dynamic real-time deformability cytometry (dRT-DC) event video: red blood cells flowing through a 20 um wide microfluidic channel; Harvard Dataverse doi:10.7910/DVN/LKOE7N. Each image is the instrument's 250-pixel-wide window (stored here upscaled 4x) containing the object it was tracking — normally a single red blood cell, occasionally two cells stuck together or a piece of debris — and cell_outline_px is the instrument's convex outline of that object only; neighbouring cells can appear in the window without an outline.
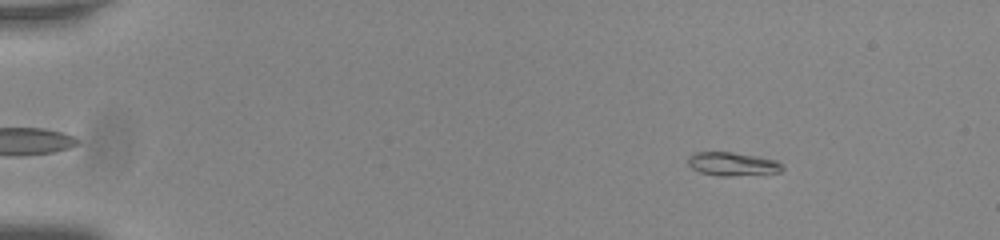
{"species": "common noctule bat (a hibernating species)", "species_latin": "Nyctalus noctula", "temperature_condition": "room temperature", "stored_images_in_passage": 52, "camera_frame_rate_fps": 3000, "um_per_image_px": 0.085, "animal": {"sex": "male", "body_mass_g": 20.0, "forearm_length_mm": 53.3}, "frame": {"image": 1, "passage_image": 5, "time_ms": 1.333, "image_size_px": [1000, 240], "cell_outline_px": [[784, 168], [780, 172], [732, 176], [720, 176], [700, 172], [692, 168], [688, 164], [688, 156], [692, 152], [732, 152], [756, 156], [776, 160]], "centroid_in_image_um": [62.22, 13.93], "position_along_channel_um": 22.8, "area_um2": 12.89}}
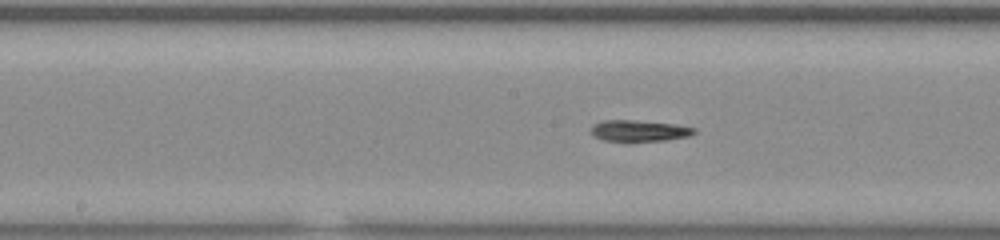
{"frame": {"image": 2, "passage_image": 27, "time_ms": 8.667, "image_size_px": [1000, 240], "cell_outline_px": [[696, 132], [688, 136], [668, 140], [604, 140], [596, 136], [592, 132], [592, 124], [604, 120], [632, 120], [676, 124], [696, 128]], "centroid_in_image_um": [54.37, 11.09], "position_along_channel_um": 193.8, "area_um2": 12.43}}
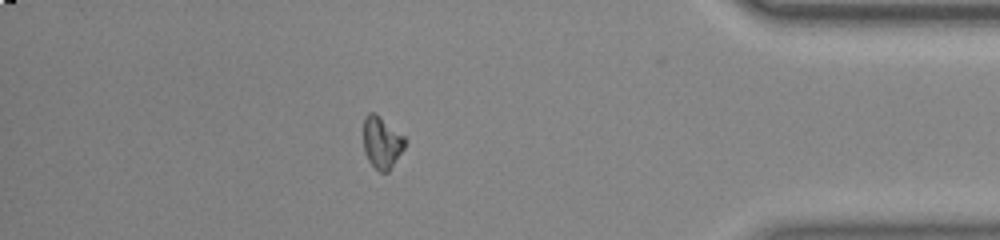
{"frame": {"image": 3, "passage_image": 46, "time_ms": 15.0, "image_size_px": [1000, 240], "cell_outline_px": [[408, 140], [404, 148], [388, 172], [380, 172], [368, 160], [364, 152], [364, 116], [368, 112], [376, 112], [404, 136]], "centroid_in_image_um": [32.46, 12.08], "position_along_channel_um": 402.7, "area_um2": 12.66}, "authors_computed_cell_mechanics": {"area_um2": 12.7449, "velocity_mm_per_s": 3.8061, "shape_relaxation_time_tau1_ms": 5.7054, "shape_relaxation_time_tau2_ms": null, "deformation_change_tau1": 0.2097, "deformation_change_tau2": null}}